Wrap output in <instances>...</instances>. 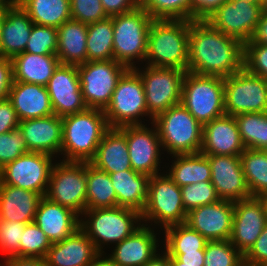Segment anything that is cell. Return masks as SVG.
I'll use <instances>...</instances> for the list:
<instances>
[{
    "instance_id": "55",
    "label": "cell",
    "mask_w": 267,
    "mask_h": 266,
    "mask_svg": "<svg viewBox=\"0 0 267 266\" xmlns=\"http://www.w3.org/2000/svg\"><path fill=\"white\" fill-rule=\"evenodd\" d=\"M204 255V251L185 254H168L169 257H176L181 263L189 266H204Z\"/></svg>"
},
{
    "instance_id": "31",
    "label": "cell",
    "mask_w": 267,
    "mask_h": 266,
    "mask_svg": "<svg viewBox=\"0 0 267 266\" xmlns=\"http://www.w3.org/2000/svg\"><path fill=\"white\" fill-rule=\"evenodd\" d=\"M13 81L46 86L61 64L57 55L20 53L12 59Z\"/></svg>"
},
{
    "instance_id": "14",
    "label": "cell",
    "mask_w": 267,
    "mask_h": 266,
    "mask_svg": "<svg viewBox=\"0 0 267 266\" xmlns=\"http://www.w3.org/2000/svg\"><path fill=\"white\" fill-rule=\"evenodd\" d=\"M51 155L32 152L22 154L0 169V184L30 190L45 196L54 163Z\"/></svg>"
},
{
    "instance_id": "32",
    "label": "cell",
    "mask_w": 267,
    "mask_h": 266,
    "mask_svg": "<svg viewBox=\"0 0 267 266\" xmlns=\"http://www.w3.org/2000/svg\"><path fill=\"white\" fill-rule=\"evenodd\" d=\"M87 24L74 19L57 28V57L61 64L79 65L87 62Z\"/></svg>"
},
{
    "instance_id": "59",
    "label": "cell",
    "mask_w": 267,
    "mask_h": 266,
    "mask_svg": "<svg viewBox=\"0 0 267 266\" xmlns=\"http://www.w3.org/2000/svg\"><path fill=\"white\" fill-rule=\"evenodd\" d=\"M17 4L15 0H0L1 9H9L14 7Z\"/></svg>"
},
{
    "instance_id": "3",
    "label": "cell",
    "mask_w": 267,
    "mask_h": 266,
    "mask_svg": "<svg viewBox=\"0 0 267 266\" xmlns=\"http://www.w3.org/2000/svg\"><path fill=\"white\" fill-rule=\"evenodd\" d=\"M189 20L154 19L149 28L145 65L188 70Z\"/></svg>"
},
{
    "instance_id": "25",
    "label": "cell",
    "mask_w": 267,
    "mask_h": 266,
    "mask_svg": "<svg viewBox=\"0 0 267 266\" xmlns=\"http://www.w3.org/2000/svg\"><path fill=\"white\" fill-rule=\"evenodd\" d=\"M99 254L93 241L78 228L64 240L52 243L44 261L46 266H88Z\"/></svg>"
},
{
    "instance_id": "45",
    "label": "cell",
    "mask_w": 267,
    "mask_h": 266,
    "mask_svg": "<svg viewBox=\"0 0 267 266\" xmlns=\"http://www.w3.org/2000/svg\"><path fill=\"white\" fill-rule=\"evenodd\" d=\"M26 223L0 220V251L6 258L20 257V242Z\"/></svg>"
},
{
    "instance_id": "37",
    "label": "cell",
    "mask_w": 267,
    "mask_h": 266,
    "mask_svg": "<svg viewBox=\"0 0 267 266\" xmlns=\"http://www.w3.org/2000/svg\"><path fill=\"white\" fill-rule=\"evenodd\" d=\"M240 162L251 196H261L267 191V150L246 148Z\"/></svg>"
},
{
    "instance_id": "41",
    "label": "cell",
    "mask_w": 267,
    "mask_h": 266,
    "mask_svg": "<svg viewBox=\"0 0 267 266\" xmlns=\"http://www.w3.org/2000/svg\"><path fill=\"white\" fill-rule=\"evenodd\" d=\"M204 266H242L244 255L229 240L208 241Z\"/></svg>"
},
{
    "instance_id": "17",
    "label": "cell",
    "mask_w": 267,
    "mask_h": 266,
    "mask_svg": "<svg viewBox=\"0 0 267 266\" xmlns=\"http://www.w3.org/2000/svg\"><path fill=\"white\" fill-rule=\"evenodd\" d=\"M145 126L128 125L120 129L126 135L132 170L153 176L160 174L159 160L162 145L157 127L150 129Z\"/></svg>"
},
{
    "instance_id": "6",
    "label": "cell",
    "mask_w": 267,
    "mask_h": 266,
    "mask_svg": "<svg viewBox=\"0 0 267 266\" xmlns=\"http://www.w3.org/2000/svg\"><path fill=\"white\" fill-rule=\"evenodd\" d=\"M153 20L141 6L130 12L113 16L115 61L129 69L136 68L133 60L145 62L149 28Z\"/></svg>"
},
{
    "instance_id": "4",
    "label": "cell",
    "mask_w": 267,
    "mask_h": 266,
    "mask_svg": "<svg viewBox=\"0 0 267 266\" xmlns=\"http://www.w3.org/2000/svg\"><path fill=\"white\" fill-rule=\"evenodd\" d=\"M81 215L86 216L84 219L80 218L79 228L93 241L95 248L101 254L105 253L102 251L103 244H118L129 237L142 223L139 211L120 206L86 209Z\"/></svg>"
},
{
    "instance_id": "5",
    "label": "cell",
    "mask_w": 267,
    "mask_h": 266,
    "mask_svg": "<svg viewBox=\"0 0 267 266\" xmlns=\"http://www.w3.org/2000/svg\"><path fill=\"white\" fill-rule=\"evenodd\" d=\"M151 123L157 127L162 150L171 155L200 153L203 125L182 104L169 107Z\"/></svg>"
},
{
    "instance_id": "34",
    "label": "cell",
    "mask_w": 267,
    "mask_h": 266,
    "mask_svg": "<svg viewBox=\"0 0 267 266\" xmlns=\"http://www.w3.org/2000/svg\"><path fill=\"white\" fill-rule=\"evenodd\" d=\"M18 4L36 25L59 28L71 19L70 0H21Z\"/></svg>"
},
{
    "instance_id": "64",
    "label": "cell",
    "mask_w": 267,
    "mask_h": 266,
    "mask_svg": "<svg viewBox=\"0 0 267 266\" xmlns=\"http://www.w3.org/2000/svg\"><path fill=\"white\" fill-rule=\"evenodd\" d=\"M0 266H6V258H5V260H4V263H2V265H1V263H0Z\"/></svg>"
},
{
    "instance_id": "35",
    "label": "cell",
    "mask_w": 267,
    "mask_h": 266,
    "mask_svg": "<svg viewBox=\"0 0 267 266\" xmlns=\"http://www.w3.org/2000/svg\"><path fill=\"white\" fill-rule=\"evenodd\" d=\"M86 209L117 206V195L110 175L87 162Z\"/></svg>"
},
{
    "instance_id": "51",
    "label": "cell",
    "mask_w": 267,
    "mask_h": 266,
    "mask_svg": "<svg viewBox=\"0 0 267 266\" xmlns=\"http://www.w3.org/2000/svg\"><path fill=\"white\" fill-rule=\"evenodd\" d=\"M226 0H191V20H205Z\"/></svg>"
},
{
    "instance_id": "63",
    "label": "cell",
    "mask_w": 267,
    "mask_h": 266,
    "mask_svg": "<svg viewBox=\"0 0 267 266\" xmlns=\"http://www.w3.org/2000/svg\"><path fill=\"white\" fill-rule=\"evenodd\" d=\"M239 1H246L248 3H254V4H265L263 0H239Z\"/></svg>"
},
{
    "instance_id": "50",
    "label": "cell",
    "mask_w": 267,
    "mask_h": 266,
    "mask_svg": "<svg viewBox=\"0 0 267 266\" xmlns=\"http://www.w3.org/2000/svg\"><path fill=\"white\" fill-rule=\"evenodd\" d=\"M19 122L12 102L8 98L0 101V134L18 128Z\"/></svg>"
},
{
    "instance_id": "21",
    "label": "cell",
    "mask_w": 267,
    "mask_h": 266,
    "mask_svg": "<svg viewBox=\"0 0 267 266\" xmlns=\"http://www.w3.org/2000/svg\"><path fill=\"white\" fill-rule=\"evenodd\" d=\"M245 149L235 116L225 114L203 125L200 153L240 156Z\"/></svg>"
},
{
    "instance_id": "8",
    "label": "cell",
    "mask_w": 267,
    "mask_h": 266,
    "mask_svg": "<svg viewBox=\"0 0 267 266\" xmlns=\"http://www.w3.org/2000/svg\"><path fill=\"white\" fill-rule=\"evenodd\" d=\"M181 104L201 125L225 115L224 78L186 72Z\"/></svg>"
},
{
    "instance_id": "7",
    "label": "cell",
    "mask_w": 267,
    "mask_h": 266,
    "mask_svg": "<svg viewBox=\"0 0 267 266\" xmlns=\"http://www.w3.org/2000/svg\"><path fill=\"white\" fill-rule=\"evenodd\" d=\"M103 111L110 128L141 125L143 116H150L153 122L154 118L147 110L141 77L134 68H128L120 77L111 100Z\"/></svg>"
},
{
    "instance_id": "28",
    "label": "cell",
    "mask_w": 267,
    "mask_h": 266,
    "mask_svg": "<svg viewBox=\"0 0 267 266\" xmlns=\"http://www.w3.org/2000/svg\"><path fill=\"white\" fill-rule=\"evenodd\" d=\"M42 197L30 190L0 184V220L26 224L34 222Z\"/></svg>"
},
{
    "instance_id": "23",
    "label": "cell",
    "mask_w": 267,
    "mask_h": 266,
    "mask_svg": "<svg viewBox=\"0 0 267 266\" xmlns=\"http://www.w3.org/2000/svg\"><path fill=\"white\" fill-rule=\"evenodd\" d=\"M34 222L51 243L64 240L80 225V218L73 210L43 196L39 202Z\"/></svg>"
},
{
    "instance_id": "47",
    "label": "cell",
    "mask_w": 267,
    "mask_h": 266,
    "mask_svg": "<svg viewBox=\"0 0 267 266\" xmlns=\"http://www.w3.org/2000/svg\"><path fill=\"white\" fill-rule=\"evenodd\" d=\"M71 19L85 24L102 21L106 14L101 0H70Z\"/></svg>"
},
{
    "instance_id": "58",
    "label": "cell",
    "mask_w": 267,
    "mask_h": 266,
    "mask_svg": "<svg viewBox=\"0 0 267 266\" xmlns=\"http://www.w3.org/2000/svg\"><path fill=\"white\" fill-rule=\"evenodd\" d=\"M104 254H99L92 262L88 264V266H117L110 258L108 257H102Z\"/></svg>"
},
{
    "instance_id": "56",
    "label": "cell",
    "mask_w": 267,
    "mask_h": 266,
    "mask_svg": "<svg viewBox=\"0 0 267 266\" xmlns=\"http://www.w3.org/2000/svg\"><path fill=\"white\" fill-rule=\"evenodd\" d=\"M6 266H46L44 259L38 258H6Z\"/></svg>"
},
{
    "instance_id": "10",
    "label": "cell",
    "mask_w": 267,
    "mask_h": 266,
    "mask_svg": "<svg viewBox=\"0 0 267 266\" xmlns=\"http://www.w3.org/2000/svg\"><path fill=\"white\" fill-rule=\"evenodd\" d=\"M87 162L61 161L53 165L45 197L79 216L86 210Z\"/></svg>"
},
{
    "instance_id": "42",
    "label": "cell",
    "mask_w": 267,
    "mask_h": 266,
    "mask_svg": "<svg viewBox=\"0 0 267 266\" xmlns=\"http://www.w3.org/2000/svg\"><path fill=\"white\" fill-rule=\"evenodd\" d=\"M51 245L35 222L27 223L20 242V257L44 259Z\"/></svg>"
},
{
    "instance_id": "54",
    "label": "cell",
    "mask_w": 267,
    "mask_h": 266,
    "mask_svg": "<svg viewBox=\"0 0 267 266\" xmlns=\"http://www.w3.org/2000/svg\"><path fill=\"white\" fill-rule=\"evenodd\" d=\"M246 43H258L267 45V8L265 7L262 11L258 25L255 28V31L249 40Z\"/></svg>"
},
{
    "instance_id": "16",
    "label": "cell",
    "mask_w": 267,
    "mask_h": 266,
    "mask_svg": "<svg viewBox=\"0 0 267 266\" xmlns=\"http://www.w3.org/2000/svg\"><path fill=\"white\" fill-rule=\"evenodd\" d=\"M267 224L265 206L259 197L234 202L231 244L245 255Z\"/></svg>"
},
{
    "instance_id": "62",
    "label": "cell",
    "mask_w": 267,
    "mask_h": 266,
    "mask_svg": "<svg viewBox=\"0 0 267 266\" xmlns=\"http://www.w3.org/2000/svg\"><path fill=\"white\" fill-rule=\"evenodd\" d=\"M6 14V9H1L0 8V34H1V27L3 23L4 16Z\"/></svg>"
},
{
    "instance_id": "13",
    "label": "cell",
    "mask_w": 267,
    "mask_h": 266,
    "mask_svg": "<svg viewBox=\"0 0 267 266\" xmlns=\"http://www.w3.org/2000/svg\"><path fill=\"white\" fill-rule=\"evenodd\" d=\"M225 114L267 112V80L245 68L224 78Z\"/></svg>"
},
{
    "instance_id": "29",
    "label": "cell",
    "mask_w": 267,
    "mask_h": 266,
    "mask_svg": "<svg viewBox=\"0 0 267 266\" xmlns=\"http://www.w3.org/2000/svg\"><path fill=\"white\" fill-rule=\"evenodd\" d=\"M90 163L108 174L132 170L126 135L120 128H109L104 133Z\"/></svg>"
},
{
    "instance_id": "48",
    "label": "cell",
    "mask_w": 267,
    "mask_h": 266,
    "mask_svg": "<svg viewBox=\"0 0 267 266\" xmlns=\"http://www.w3.org/2000/svg\"><path fill=\"white\" fill-rule=\"evenodd\" d=\"M244 68L251 74L267 80V45L245 43Z\"/></svg>"
},
{
    "instance_id": "1",
    "label": "cell",
    "mask_w": 267,
    "mask_h": 266,
    "mask_svg": "<svg viewBox=\"0 0 267 266\" xmlns=\"http://www.w3.org/2000/svg\"><path fill=\"white\" fill-rule=\"evenodd\" d=\"M244 68V44L213 28L206 20H191L187 72L226 78Z\"/></svg>"
},
{
    "instance_id": "24",
    "label": "cell",
    "mask_w": 267,
    "mask_h": 266,
    "mask_svg": "<svg viewBox=\"0 0 267 266\" xmlns=\"http://www.w3.org/2000/svg\"><path fill=\"white\" fill-rule=\"evenodd\" d=\"M143 224L129 237L115 245L110 259L117 266H144L157 251L156 233L150 226Z\"/></svg>"
},
{
    "instance_id": "26",
    "label": "cell",
    "mask_w": 267,
    "mask_h": 266,
    "mask_svg": "<svg viewBox=\"0 0 267 266\" xmlns=\"http://www.w3.org/2000/svg\"><path fill=\"white\" fill-rule=\"evenodd\" d=\"M8 99L12 102L19 121L53 115L46 86L12 81Z\"/></svg>"
},
{
    "instance_id": "52",
    "label": "cell",
    "mask_w": 267,
    "mask_h": 266,
    "mask_svg": "<svg viewBox=\"0 0 267 266\" xmlns=\"http://www.w3.org/2000/svg\"><path fill=\"white\" fill-rule=\"evenodd\" d=\"M109 17L130 12L140 6V0H101Z\"/></svg>"
},
{
    "instance_id": "22",
    "label": "cell",
    "mask_w": 267,
    "mask_h": 266,
    "mask_svg": "<svg viewBox=\"0 0 267 266\" xmlns=\"http://www.w3.org/2000/svg\"><path fill=\"white\" fill-rule=\"evenodd\" d=\"M29 151L54 156L61 153L62 117L55 114L19 122Z\"/></svg>"
},
{
    "instance_id": "57",
    "label": "cell",
    "mask_w": 267,
    "mask_h": 266,
    "mask_svg": "<svg viewBox=\"0 0 267 266\" xmlns=\"http://www.w3.org/2000/svg\"><path fill=\"white\" fill-rule=\"evenodd\" d=\"M161 254L157 253L149 262L144 266H170L169 256L166 252Z\"/></svg>"
},
{
    "instance_id": "2",
    "label": "cell",
    "mask_w": 267,
    "mask_h": 266,
    "mask_svg": "<svg viewBox=\"0 0 267 266\" xmlns=\"http://www.w3.org/2000/svg\"><path fill=\"white\" fill-rule=\"evenodd\" d=\"M109 128L101 109L87 108L62 117V161L90 162Z\"/></svg>"
},
{
    "instance_id": "38",
    "label": "cell",
    "mask_w": 267,
    "mask_h": 266,
    "mask_svg": "<svg viewBox=\"0 0 267 266\" xmlns=\"http://www.w3.org/2000/svg\"><path fill=\"white\" fill-rule=\"evenodd\" d=\"M165 252L167 254H185L205 251L207 240L186 223L176 224L164 229Z\"/></svg>"
},
{
    "instance_id": "60",
    "label": "cell",
    "mask_w": 267,
    "mask_h": 266,
    "mask_svg": "<svg viewBox=\"0 0 267 266\" xmlns=\"http://www.w3.org/2000/svg\"><path fill=\"white\" fill-rule=\"evenodd\" d=\"M170 266H189L181 263L176 257H169Z\"/></svg>"
},
{
    "instance_id": "36",
    "label": "cell",
    "mask_w": 267,
    "mask_h": 266,
    "mask_svg": "<svg viewBox=\"0 0 267 266\" xmlns=\"http://www.w3.org/2000/svg\"><path fill=\"white\" fill-rule=\"evenodd\" d=\"M87 61L114 59L113 16L105 20L87 24Z\"/></svg>"
},
{
    "instance_id": "43",
    "label": "cell",
    "mask_w": 267,
    "mask_h": 266,
    "mask_svg": "<svg viewBox=\"0 0 267 266\" xmlns=\"http://www.w3.org/2000/svg\"><path fill=\"white\" fill-rule=\"evenodd\" d=\"M180 189L183 206L187 213L199 206L213 204L220 200L211 181L184 185Z\"/></svg>"
},
{
    "instance_id": "30",
    "label": "cell",
    "mask_w": 267,
    "mask_h": 266,
    "mask_svg": "<svg viewBox=\"0 0 267 266\" xmlns=\"http://www.w3.org/2000/svg\"><path fill=\"white\" fill-rule=\"evenodd\" d=\"M109 175L117 195V206L131 208L141 213L148 198L151 176L134 170L118 171Z\"/></svg>"
},
{
    "instance_id": "61",
    "label": "cell",
    "mask_w": 267,
    "mask_h": 266,
    "mask_svg": "<svg viewBox=\"0 0 267 266\" xmlns=\"http://www.w3.org/2000/svg\"><path fill=\"white\" fill-rule=\"evenodd\" d=\"M259 198L262 200L264 206H265V211L267 213V191L263 193Z\"/></svg>"
},
{
    "instance_id": "53",
    "label": "cell",
    "mask_w": 267,
    "mask_h": 266,
    "mask_svg": "<svg viewBox=\"0 0 267 266\" xmlns=\"http://www.w3.org/2000/svg\"><path fill=\"white\" fill-rule=\"evenodd\" d=\"M12 81V61L9 58L0 57V101L8 98Z\"/></svg>"
},
{
    "instance_id": "49",
    "label": "cell",
    "mask_w": 267,
    "mask_h": 266,
    "mask_svg": "<svg viewBox=\"0 0 267 266\" xmlns=\"http://www.w3.org/2000/svg\"><path fill=\"white\" fill-rule=\"evenodd\" d=\"M244 264L267 266V224L252 248L244 255Z\"/></svg>"
},
{
    "instance_id": "27",
    "label": "cell",
    "mask_w": 267,
    "mask_h": 266,
    "mask_svg": "<svg viewBox=\"0 0 267 266\" xmlns=\"http://www.w3.org/2000/svg\"><path fill=\"white\" fill-rule=\"evenodd\" d=\"M33 24L28 13L18 3L6 9L0 34V57L12 59L23 53Z\"/></svg>"
},
{
    "instance_id": "19",
    "label": "cell",
    "mask_w": 267,
    "mask_h": 266,
    "mask_svg": "<svg viewBox=\"0 0 267 266\" xmlns=\"http://www.w3.org/2000/svg\"><path fill=\"white\" fill-rule=\"evenodd\" d=\"M233 213L234 202L220 199L189 211L185 223L207 241L229 240Z\"/></svg>"
},
{
    "instance_id": "12",
    "label": "cell",
    "mask_w": 267,
    "mask_h": 266,
    "mask_svg": "<svg viewBox=\"0 0 267 266\" xmlns=\"http://www.w3.org/2000/svg\"><path fill=\"white\" fill-rule=\"evenodd\" d=\"M140 75L148 113L155 118L169 107L181 104L182 83L187 71L146 65L134 68Z\"/></svg>"
},
{
    "instance_id": "33",
    "label": "cell",
    "mask_w": 267,
    "mask_h": 266,
    "mask_svg": "<svg viewBox=\"0 0 267 266\" xmlns=\"http://www.w3.org/2000/svg\"><path fill=\"white\" fill-rule=\"evenodd\" d=\"M168 176L179 186L211 181L209 159L202 153L173 155Z\"/></svg>"
},
{
    "instance_id": "39",
    "label": "cell",
    "mask_w": 267,
    "mask_h": 266,
    "mask_svg": "<svg viewBox=\"0 0 267 266\" xmlns=\"http://www.w3.org/2000/svg\"><path fill=\"white\" fill-rule=\"evenodd\" d=\"M235 120L245 148L267 150V112L242 113Z\"/></svg>"
},
{
    "instance_id": "40",
    "label": "cell",
    "mask_w": 267,
    "mask_h": 266,
    "mask_svg": "<svg viewBox=\"0 0 267 266\" xmlns=\"http://www.w3.org/2000/svg\"><path fill=\"white\" fill-rule=\"evenodd\" d=\"M140 6L153 19L191 21V0H140Z\"/></svg>"
},
{
    "instance_id": "18",
    "label": "cell",
    "mask_w": 267,
    "mask_h": 266,
    "mask_svg": "<svg viewBox=\"0 0 267 266\" xmlns=\"http://www.w3.org/2000/svg\"><path fill=\"white\" fill-rule=\"evenodd\" d=\"M55 115L64 117L86 110L77 65L60 64L46 85Z\"/></svg>"
},
{
    "instance_id": "46",
    "label": "cell",
    "mask_w": 267,
    "mask_h": 266,
    "mask_svg": "<svg viewBox=\"0 0 267 266\" xmlns=\"http://www.w3.org/2000/svg\"><path fill=\"white\" fill-rule=\"evenodd\" d=\"M28 152L24 136L19 128L0 134V169Z\"/></svg>"
},
{
    "instance_id": "20",
    "label": "cell",
    "mask_w": 267,
    "mask_h": 266,
    "mask_svg": "<svg viewBox=\"0 0 267 266\" xmlns=\"http://www.w3.org/2000/svg\"><path fill=\"white\" fill-rule=\"evenodd\" d=\"M211 182L221 200L240 201L252 197L242 171L240 156L206 155Z\"/></svg>"
},
{
    "instance_id": "15",
    "label": "cell",
    "mask_w": 267,
    "mask_h": 266,
    "mask_svg": "<svg viewBox=\"0 0 267 266\" xmlns=\"http://www.w3.org/2000/svg\"><path fill=\"white\" fill-rule=\"evenodd\" d=\"M266 4L226 0L205 20L215 29L245 44L251 39Z\"/></svg>"
},
{
    "instance_id": "11",
    "label": "cell",
    "mask_w": 267,
    "mask_h": 266,
    "mask_svg": "<svg viewBox=\"0 0 267 266\" xmlns=\"http://www.w3.org/2000/svg\"><path fill=\"white\" fill-rule=\"evenodd\" d=\"M77 69L87 107L104 110L111 100L118 80L128 68L111 59L87 61L77 65Z\"/></svg>"
},
{
    "instance_id": "9",
    "label": "cell",
    "mask_w": 267,
    "mask_h": 266,
    "mask_svg": "<svg viewBox=\"0 0 267 266\" xmlns=\"http://www.w3.org/2000/svg\"><path fill=\"white\" fill-rule=\"evenodd\" d=\"M187 212L183 206L180 187L166 174L150 177L148 198L141 212L142 222L154 221L160 228L185 223Z\"/></svg>"
},
{
    "instance_id": "44",
    "label": "cell",
    "mask_w": 267,
    "mask_h": 266,
    "mask_svg": "<svg viewBox=\"0 0 267 266\" xmlns=\"http://www.w3.org/2000/svg\"><path fill=\"white\" fill-rule=\"evenodd\" d=\"M24 52L39 55H56L57 28L33 24Z\"/></svg>"
}]
</instances>
